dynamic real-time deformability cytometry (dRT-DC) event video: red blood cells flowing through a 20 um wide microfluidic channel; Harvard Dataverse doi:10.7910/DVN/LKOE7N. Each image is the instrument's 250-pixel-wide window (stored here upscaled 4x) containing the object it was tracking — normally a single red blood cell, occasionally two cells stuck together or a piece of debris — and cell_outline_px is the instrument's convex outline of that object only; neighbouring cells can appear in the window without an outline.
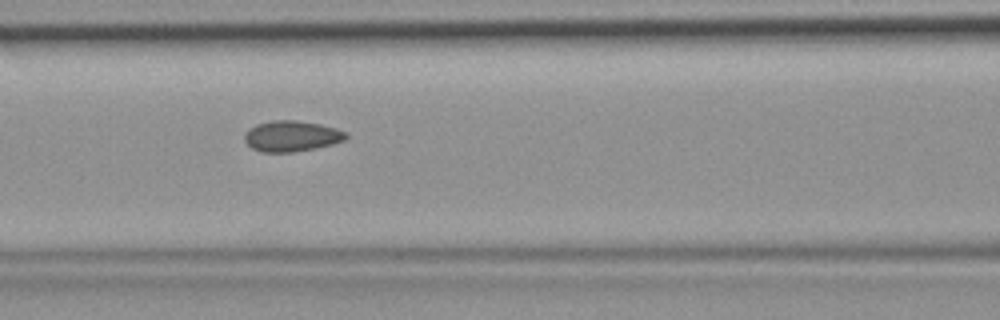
{"species": "common noctule bat (a hibernating species)", "species_latin": "Nyctalus noctula", "temperature_condition": "room temperature", "stored_images_in_passage": 48, "camera_frame_rate_fps": 3000, "um_per_image_px": 0.085, "animal": {"sex": "female", "body_mass_g": 19.9}, "frame": {"image": 1, "passage_image": 21, "time_ms": 6.667, "image_size_px": [1000, 320], "cell_outline_px": [[348, 136], [344, 140], [332, 144], [316, 148], [292, 152], [260, 152], [252, 148], [244, 140], [244, 132], [248, 128], [256, 124], [272, 120], [296, 120], [320, 124], [336, 128], [348, 132]], "centroid_in_image_um": [24.77, 11.56], "position_along_channel_um": 141.8, "area_um2": 18.38}}
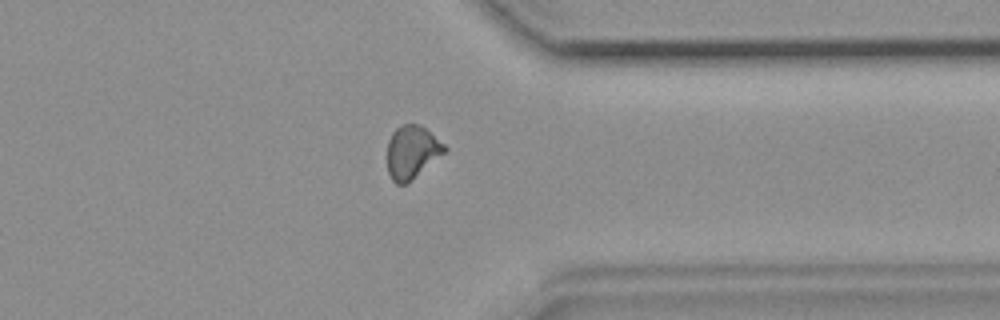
{"frame": {"image": 2, "passage_image": 38, "time_ms": 12.333, "image_size_px": [1000, 320], "cell_outline_px": [[448, 148], [444, 152], [408, 184], [396, 184], [392, 180], [388, 172], [388, 140], [392, 132], [396, 128], [404, 124], [420, 124], [444, 144]], "centroid_in_image_um": [34.99, 12.93], "position_along_channel_um": 376.4, "area_um2": 17.57}}
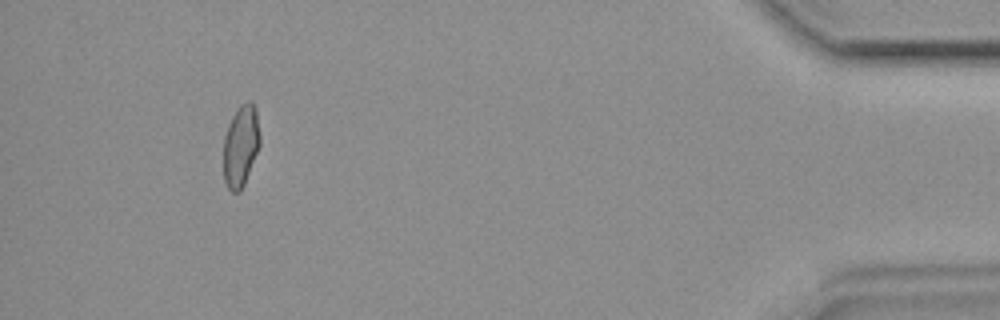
{"frame": {"image": 3, "passage_image": 45, "time_ms": 14.667, "image_size_px": [1000, 320], "cell_outline_px": [[260, 144], [244, 184], [240, 192], [232, 192], [228, 188], [224, 180], [224, 136], [228, 124], [232, 116], [240, 104], [248, 100], [252, 100], [256, 108], [260, 136]], "centroid_in_image_um": [20.47, 12.36], "position_along_channel_um": 414.7, "area_um2": 17.4}}